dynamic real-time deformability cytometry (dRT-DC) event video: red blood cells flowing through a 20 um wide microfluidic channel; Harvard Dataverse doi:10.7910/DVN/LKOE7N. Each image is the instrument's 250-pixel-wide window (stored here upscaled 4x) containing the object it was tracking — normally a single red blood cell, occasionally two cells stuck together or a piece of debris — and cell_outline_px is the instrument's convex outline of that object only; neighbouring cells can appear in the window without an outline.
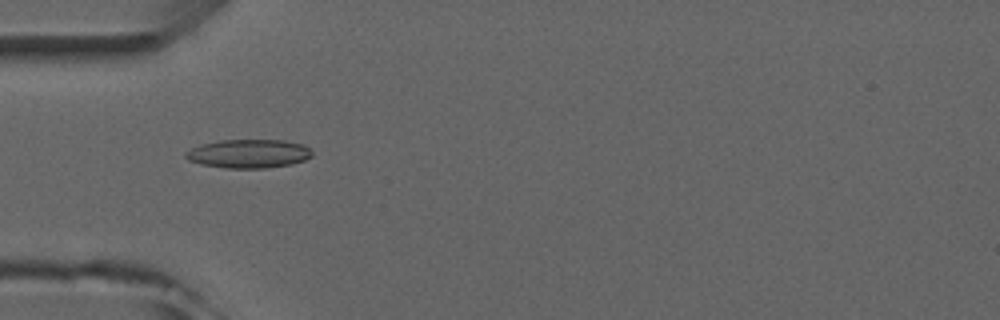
{"species": "common noctule bat (a hibernating species)", "species_latin": "Nyctalus noctula", "temperature_condition": "room temperature", "stored_images_in_passage": 6, "camera_frame_rate_fps": 3000, "um_per_image_px": 0.085, "animal": {"sex": "male", "forearm_length_mm": 52.5}, "frame": {"image": 1, "passage_image": 4, "time_ms": 4.333, "image_size_px": [1000, 320], "cell_outline_px": [[312, 156], [304, 160], [292, 164], [264, 168], [224, 168], [200, 164], [188, 160], [184, 156], [184, 152], [200, 144], [220, 140], [284, 140], [304, 144], [312, 152]], "centroid_in_image_um": [21.11, 13.06], "position_along_channel_um": 63.9, "area_um2": 21.27}}
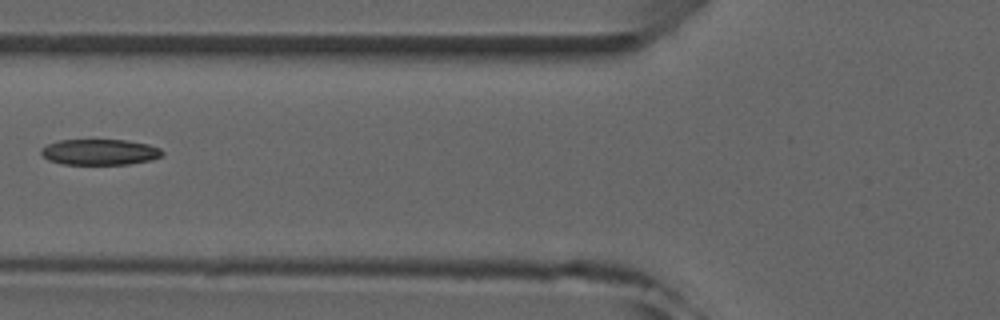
{"frame": {"image": 2, "passage_image": 5, "time_ms": 5.667, "image_size_px": [1000, 320], "cell_outline_px": [[164, 156], [148, 160], [128, 164], [60, 164], [48, 160], [40, 152], [40, 148], [48, 144], [60, 140], [124, 140], [148, 144], [160, 148], [164, 152]], "centroid_in_image_um": [8.47, 12.92], "position_along_channel_um": 117.3, "area_um2": 18.21}}
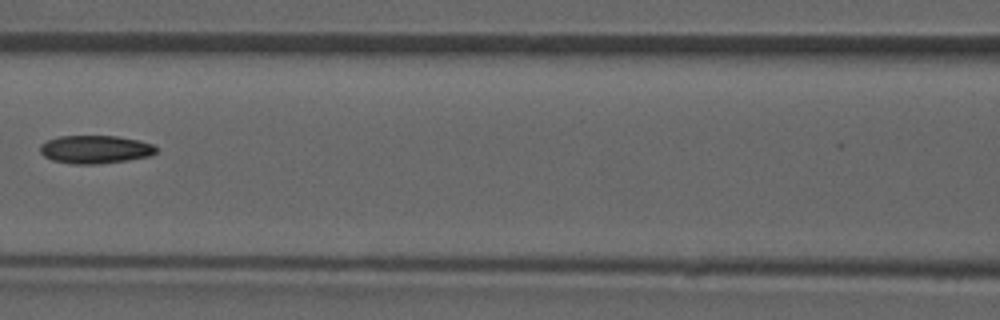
{"frame": {"image": 3, "passage_image": 6, "time_ms": 6.667, "image_size_px": [1000, 320], "cell_outline_px": [[156, 152], [148, 156], [128, 160], [100, 164], [72, 164], [52, 160], [44, 156], [40, 152], [40, 144], [56, 136], [116, 136], [140, 140], [152, 144], [156, 148]], "centroid_in_image_um": [8.07, 12.7], "position_along_channel_um": 158.5, "area_um2": 19.07}}